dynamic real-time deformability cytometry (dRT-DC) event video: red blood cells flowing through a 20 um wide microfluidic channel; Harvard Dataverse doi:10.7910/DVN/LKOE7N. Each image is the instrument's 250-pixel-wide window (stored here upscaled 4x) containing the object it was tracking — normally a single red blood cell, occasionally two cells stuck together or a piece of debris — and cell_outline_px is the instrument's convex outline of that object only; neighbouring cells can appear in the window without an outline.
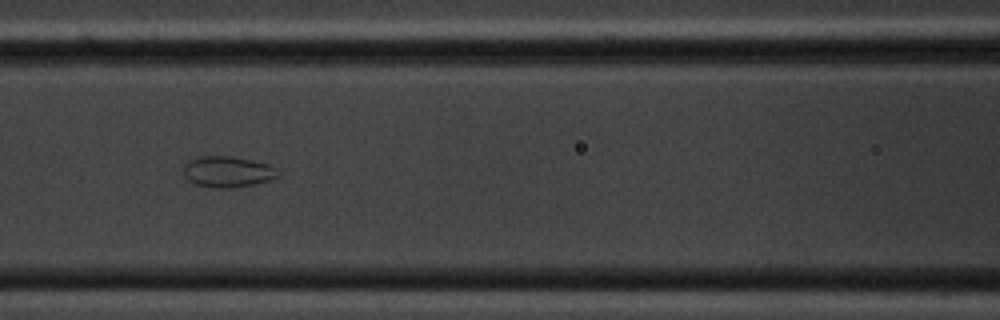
{"species": "common noctule bat (a hibernating species)", "species_latin": "Nyctalus noctula", "temperature_condition": "cold", "stored_images_in_passage": 10, "camera_frame_rate_fps": 3000, "um_per_image_px": 0.085, "animal": {"sex": "male", "body_mass_g": 20.1, "forearm_length_mm": 53.5}, "frame": {"image": 1, "passage_image": 4, "time_ms": 3.333, "image_size_px": [1000, 320], "cell_outline_px": [[280, 176], [256, 184], [228, 188], [216, 188], [196, 184], [188, 180], [184, 172], [184, 164], [188, 160], [200, 156], [228, 156], [252, 160], [268, 164], [276, 168], [280, 172]], "centroid_in_image_um": [19.36, 14.59], "position_along_channel_um": 147.2, "area_um2": 17.05}}
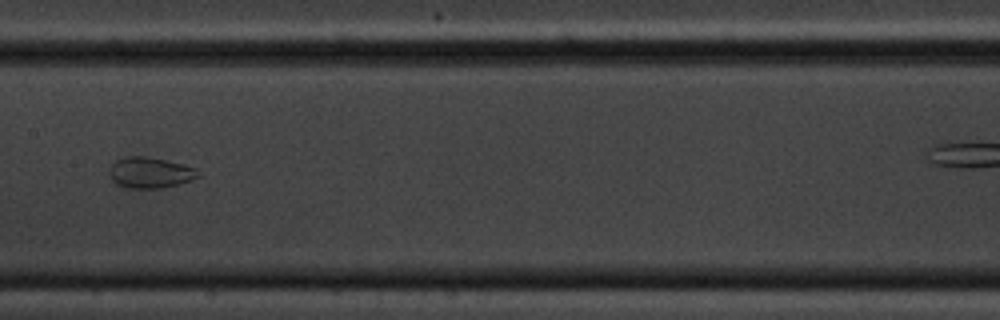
{"frame": {"image": 2, "passage_image": 5, "time_ms": 4.667, "image_size_px": [1000, 320], "cell_outline_px": [[200, 176], [164, 188], [128, 188], [116, 184], [112, 180], [112, 164], [116, 160], [124, 156], [148, 156], [184, 164], [196, 168]], "centroid_in_image_um": [12.77, 14.66], "position_along_channel_um": 194.6, "area_um2": 15.78}}
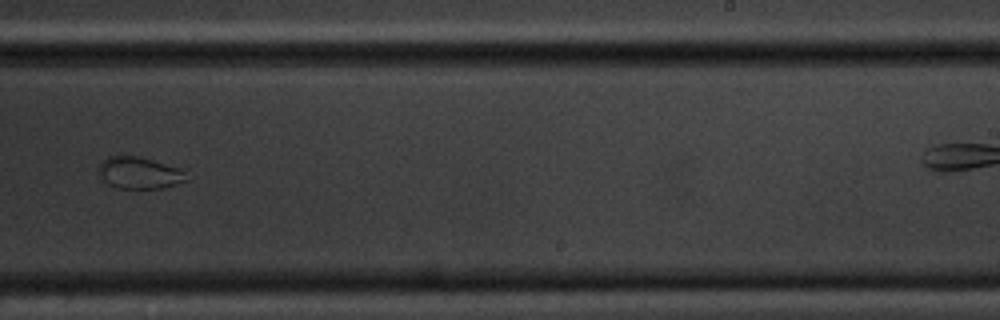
{"frame": {"image": 3, "passage_image": 7, "time_ms": 7.0, "image_size_px": [1000, 320], "cell_outline_px": [[188, 180], [164, 188], [116, 188], [108, 184], [96, 172], [100, 164], [108, 156], [120, 152], [184, 168]], "centroid_in_image_um": [11.83, 14.66], "position_along_channel_um": 277.2, "area_um2": 16.82}}